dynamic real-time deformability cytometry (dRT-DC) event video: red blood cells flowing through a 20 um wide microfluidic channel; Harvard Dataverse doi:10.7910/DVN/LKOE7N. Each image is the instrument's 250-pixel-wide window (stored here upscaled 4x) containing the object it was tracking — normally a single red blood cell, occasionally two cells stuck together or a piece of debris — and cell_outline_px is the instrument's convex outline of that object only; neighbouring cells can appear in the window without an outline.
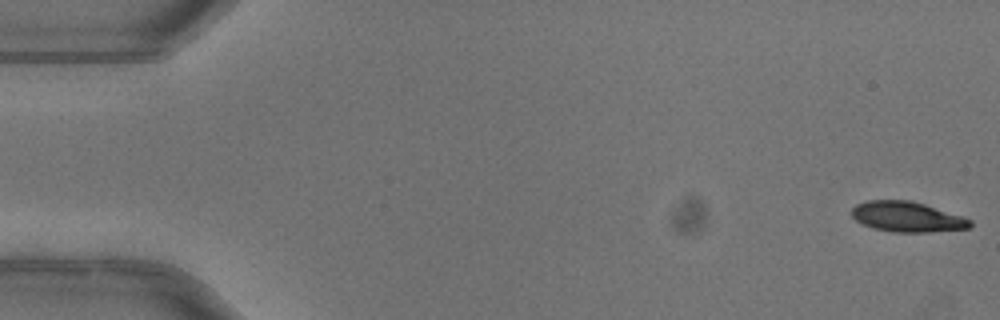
{"species": "common noctule bat (a hibernating species)", "species_latin": "Nyctalus noctula", "temperature_condition": "warm", "stored_images_in_passage": 51, "camera_frame_rate_fps": 3000, "um_per_image_px": 0.085, "animal": {"sex": "female"}, "frame": {"image": 1, "passage_image": 1, "time_ms": 0.0, "image_size_px": [1000, 320], "cell_outline_px": [[972, 224], [968, 228], [932, 232], [892, 232], [872, 228], [856, 220], [852, 216], [852, 208], [856, 204], [868, 200], [912, 200], [964, 216], [972, 220]], "centroid_in_image_um": [77.13, 18.42], "position_along_channel_um": 7.9, "area_um2": 21.04}}
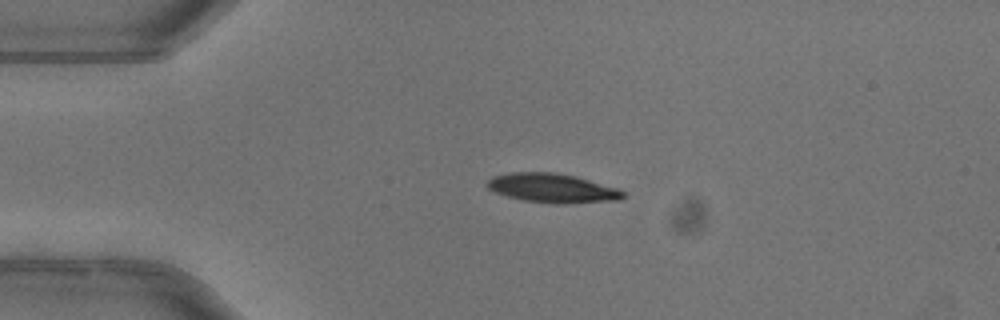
{"frame": {"image": 2, "passage_image": 12, "time_ms": 3.667, "image_size_px": [1000, 320], "cell_outline_px": [[624, 196], [620, 200], [564, 204], [556, 204], [524, 200], [508, 196], [496, 192], [488, 188], [484, 184], [492, 176], [508, 172], [556, 172], [576, 176], [620, 188], [624, 192]], "centroid_in_image_um": [46.97, 15.98], "position_along_channel_um": 38.0, "area_um2": 23.35}}
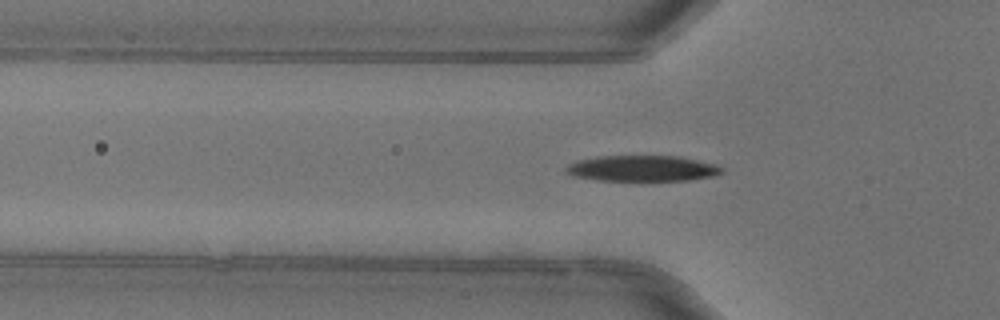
{"frame": {"image": 3, "passage_image": 17, "time_ms": 5.333, "image_size_px": [1000, 320], "cell_outline_px": [[724, 172], [712, 176], [688, 180], [600, 180], [576, 176], [568, 172], [564, 168], [568, 164], [580, 160], [596, 156], [680, 156], [716, 164], [724, 168]], "centroid_in_image_um": [54.65, 14.3], "position_along_channel_um": 71.2, "area_um2": 23.24}, "authors_computed_cell_mechanics": {"area_um2": 23.4668, "velocity_mm_per_s": 4.0286, "shape_relaxation_time_tau1_ms": 3.3762, "shape_relaxation_time_tau2_ms": 5.7663, "deformation_change_tau1": 0.1515, "deformation_change_tau2": 0.102}}